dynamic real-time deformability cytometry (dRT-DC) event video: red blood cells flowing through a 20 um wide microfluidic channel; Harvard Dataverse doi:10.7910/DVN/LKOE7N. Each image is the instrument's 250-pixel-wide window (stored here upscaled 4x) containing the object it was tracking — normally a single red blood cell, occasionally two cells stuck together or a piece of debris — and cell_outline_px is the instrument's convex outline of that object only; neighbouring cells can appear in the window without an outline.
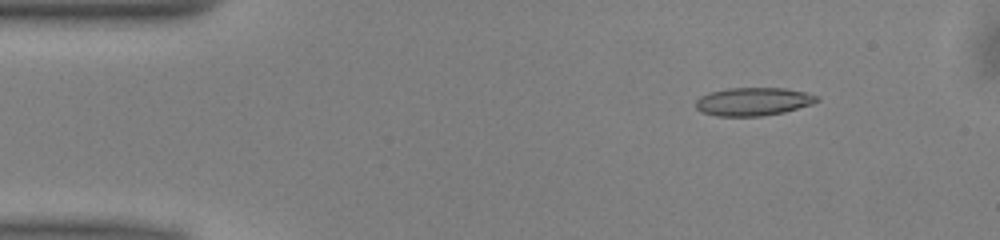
{"species": "common noctule bat (a hibernating species)", "species_latin": "Nyctalus noctula", "temperature_condition": "warm", "stored_images_in_passage": 47, "camera_frame_rate_fps": 3000, "um_per_image_px": 0.085, "animal": {"sex": "male", "body_mass_g": 13.0, "forearm_length_mm": 53.1}, "frame": {"image": 1, "passage_image": 3, "time_ms": 0.667, "image_size_px": [1000, 240], "cell_outline_px": [[820, 100], [812, 104], [784, 112], [764, 116], [716, 116], [700, 112], [696, 108], [696, 100], [700, 96], [708, 92], [728, 88], [784, 88], [804, 92], [816, 96]], "centroid_in_image_um": [63.98, 8.64], "position_along_channel_um": 21.0, "area_um2": 19.94}}
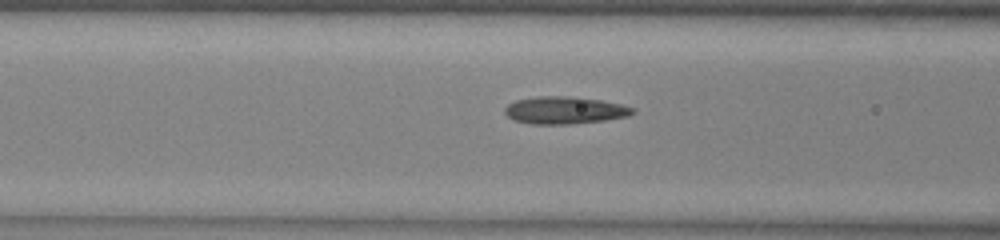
{"frame": {"image": 2, "passage_image": 16, "time_ms": 5.0, "image_size_px": [1000, 240], "cell_outline_px": [[636, 112], [628, 116], [604, 120], [568, 124], [532, 124], [512, 120], [504, 112], [504, 108], [508, 104], [516, 100], [536, 96], [564, 96], [600, 100], [620, 104], [636, 108]], "centroid_in_image_um": [47.98, 9.37], "position_along_channel_um": 118.6, "area_um2": 20.35}}
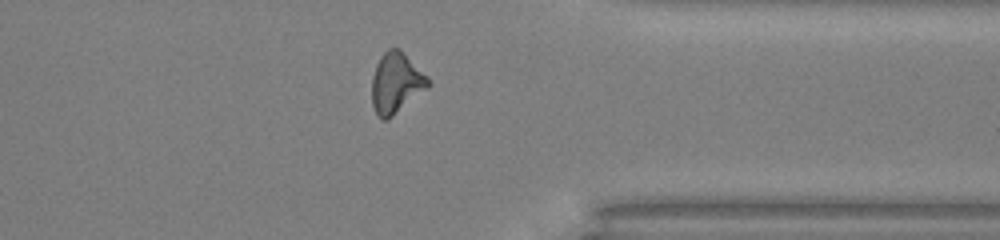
{"frame": {"image": 3, "passage_image": 36, "time_ms": 11.667, "image_size_px": [1000, 240], "cell_outline_px": [[428, 88], [388, 120], [380, 120], [376, 116], [372, 104], [372, 76], [376, 64], [380, 56], [388, 48], [400, 48], [428, 76]], "centroid_in_image_um": [33.65, 7.06], "position_along_channel_um": 377.8, "area_um2": 20.11}, "authors_computed_cell_mechanics": {"area_um2": 19.3052, "velocity_mm_per_s": 4.03, "shape_relaxation_time_tau1_ms": null, "shape_relaxation_time_tau2_ms": 2.2973, "deformation_change_tau1": null, "deformation_change_tau2": 0.1139}}